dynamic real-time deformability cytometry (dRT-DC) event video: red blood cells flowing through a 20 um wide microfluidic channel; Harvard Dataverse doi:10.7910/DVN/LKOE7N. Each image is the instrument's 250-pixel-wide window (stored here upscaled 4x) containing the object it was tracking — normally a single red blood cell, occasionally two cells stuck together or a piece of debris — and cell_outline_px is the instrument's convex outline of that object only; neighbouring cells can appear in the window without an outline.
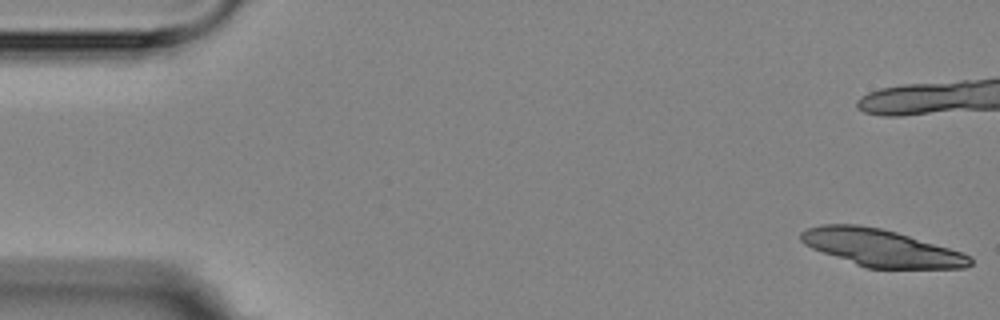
{"species": "Egyptian fruit bat (a non-hibernating species)", "species_latin": "Rousettus aegyptiacus", "temperature_condition": "room temperature", "stored_images_in_passage": 6, "camera_frame_rate_fps": 3000, "um_per_image_px": 0.085, "animal": {"sex": "female"}, "frame": {"image": 1, "passage_image": 1, "time_ms": 0.0, "image_size_px": [1000, 320], "cell_outline_px": [[972, 264], [964, 268], [868, 268], [856, 264], [812, 248], [804, 244], [800, 240], [800, 232], [808, 228], [820, 224], [856, 224], [880, 228], [896, 232], [948, 248], [972, 256]], "centroid_in_image_um": [74.87, 21.06], "position_along_channel_um": 10.1, "area_um2": 36.13}}